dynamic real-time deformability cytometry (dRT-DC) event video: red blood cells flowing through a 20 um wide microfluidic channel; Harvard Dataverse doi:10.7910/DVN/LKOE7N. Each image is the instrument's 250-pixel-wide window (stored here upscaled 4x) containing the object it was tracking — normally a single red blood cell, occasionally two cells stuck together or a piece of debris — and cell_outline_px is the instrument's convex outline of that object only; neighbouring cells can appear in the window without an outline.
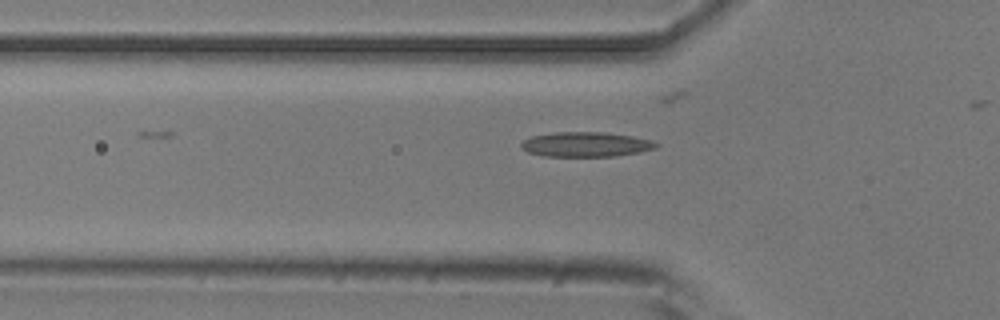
{"species": "common noctule bat (a hibernating species)", "species_latin": "Nyctalus noctula", "temperature_condition": "room temperature", "stored_images_in_passage": 6, "camera_frame_rate_fps": 3000, "um_per_image_px": 0.085, "animal": {"sex": "male", "body_mass_g": 20.5, "forearm_length_mm": 52.5}, "frame": {"image": 1, "passage_image": 6, "time_ms": 6.667, "image_size_px": [1000, 320], "cell_outline_px": [[660, 144], [656, 148], [640, 152], [616, 156], [544, 156], [528, 152], [520, 148], [520, 144], [524, 140], [532, 136], [552, 132], [604, 132], [632, 136], [652, 140]], "centroid_in_image_um": [49.8, 12.27], "position_along_channel_um": 76.0, "area_um2": 19.59}}